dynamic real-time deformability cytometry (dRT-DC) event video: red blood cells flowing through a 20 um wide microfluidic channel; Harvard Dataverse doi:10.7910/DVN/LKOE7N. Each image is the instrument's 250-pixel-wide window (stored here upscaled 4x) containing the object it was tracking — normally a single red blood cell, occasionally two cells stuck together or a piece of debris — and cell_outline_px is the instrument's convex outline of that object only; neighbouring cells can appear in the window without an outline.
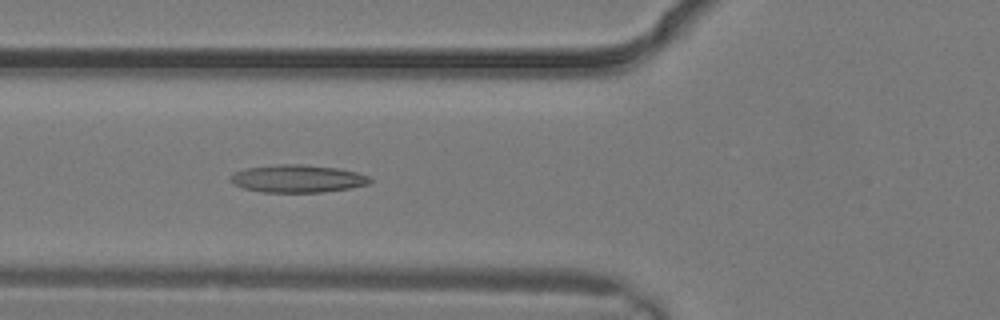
{"species": "common noctule bat (a hibernating species)", "species_latin": "Nyctalus noctula", "temperature_condition": "warm", "stored_images_in_passage": 3, "camera_frame_rate_fps": 3000, "um_per_image_px": 0.085, "animal": {"sex": "male", "body_mass_g": 19.2, "forearm_length_mm": 51.8}, "frame": {"image": 1, "passage_image": 3, "time_ms": 0.667, "image_size_px": [1000, 320], "cell_outline_px": [[372, 180], [368, 184], [348, 188], [320, 192], [260, 192], [244, 188], [232, 184], [228, 180], [228, 176], [232, 172], [244, 168], [280, 164], [304, 164], [340, 168], [356, 172], [368, 176]], "centroid_in_image_um": [25.21, 15.17], "position_along_channel_um": 100.6, "area_um2": 22.72}}